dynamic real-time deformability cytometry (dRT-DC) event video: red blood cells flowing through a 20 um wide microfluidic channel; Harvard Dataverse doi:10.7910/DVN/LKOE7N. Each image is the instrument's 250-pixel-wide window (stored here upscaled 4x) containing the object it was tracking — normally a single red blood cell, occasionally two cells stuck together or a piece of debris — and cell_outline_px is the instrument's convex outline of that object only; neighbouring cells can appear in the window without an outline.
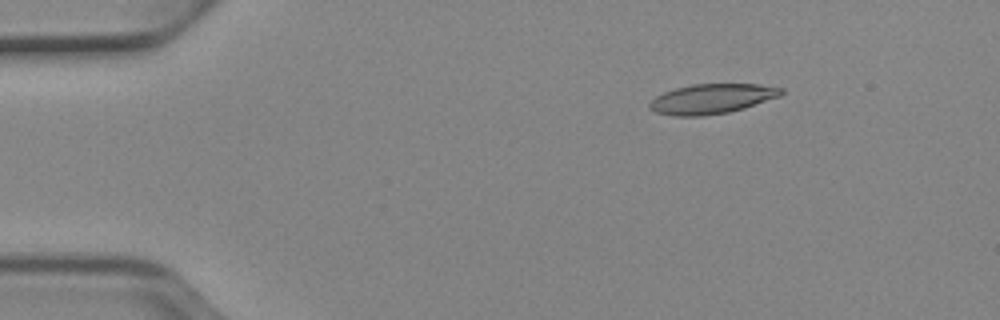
{"species": "Egyptian fruit bat (a non-hibernating species)", "species_latin": "Rousettus aegyptiacus", "temperature_condition": "cold", "stored_images_in_passage": 52, "camera_frame_rate_fps": 3000, "um_per_image_px": 0.085, "animal": {"sex": "female"}, "frame": {"image": 1, "passage_image": 8, "time_ms": 2.333, "image_size_px": [1000, 320], "cell_outline_px": [[784, 92], [780, 96], [744, 108], [728, 112], [704, 116], [672, 116], [656, 112], [648, 108], [648, 104], [656, 96], [664, 92], [676, 88], [692, 84], [760, 84], [784, 88]], "centroid_in_image_um": [60.5, 8.4], "position_along_channel_um": 24.5, "area_um2": 22.95}}
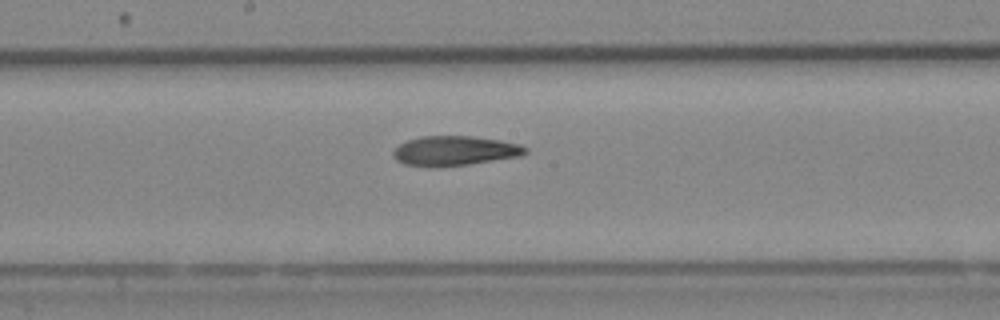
{"frame": {"image": 2, "passage_image": 28, "time_ms": 9.0, "image_size_px": [1000, 320], "cell_outline_px": [[528, 152], [520, 156], [468, 164], [440, 168], [428, 168], [404, 164], [396, 160], [392, 156], [392, 152], [400, 144], [408, 140], [420, 136], [472, 136], [500, 140], [520, 144], [528, 148]], "centroid_in_image_um": [38.62, 12.83], "position_along_channel_um": 209.6, "area_um2": 23.18}}
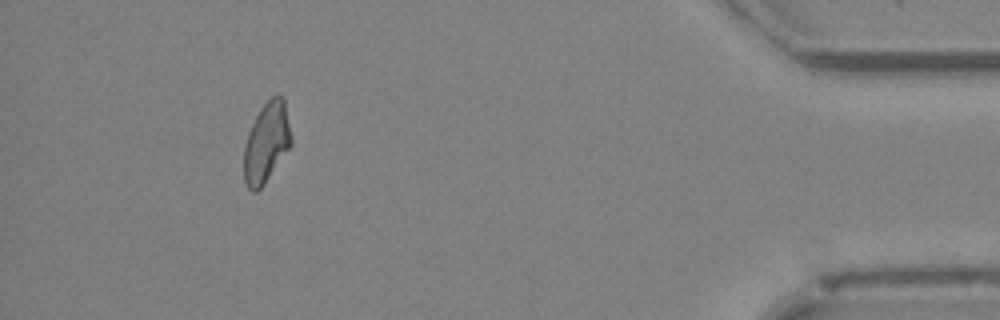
{"frame": {"image": 3, "passage_image": 48, "time_ms": 15.667, "image_size_px": [1000, 320], "cell_outline_px": [[292, 144], [264, 184], [256, 192], [252, 192], [248, 188], [244, 180], [244, 144], [248, 132], [260, 108], [272, 96], [284, 96], [292, 136]], "centroid_in_image_um": [22.66, 12.11], "position_along_channel_um": 412.5, "area_um2": 22.14}, "authors_computed_cell_mechanics": {"area_um2": 22.8599, "velocity_mm_per_s": 3.9096, "shape_relaxation_time_tau1_ms": 11.2809, "shape_relaxation_time_tau2_ms": 3.9582, "deformation_change_tau1": 0.2839, "deformation_change_tau2": 0.1269}}